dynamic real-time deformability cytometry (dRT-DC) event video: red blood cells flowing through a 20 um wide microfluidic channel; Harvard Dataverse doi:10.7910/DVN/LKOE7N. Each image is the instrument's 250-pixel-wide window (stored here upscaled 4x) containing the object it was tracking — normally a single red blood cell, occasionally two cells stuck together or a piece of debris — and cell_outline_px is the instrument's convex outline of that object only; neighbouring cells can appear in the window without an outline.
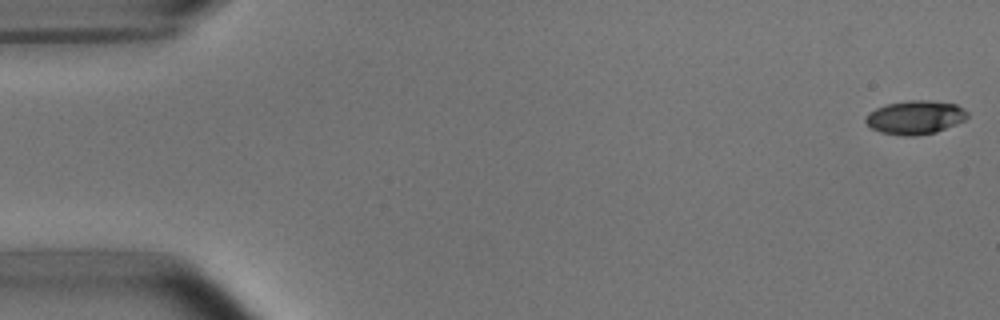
{"species": "common noctule bat (a hibernating species)", "species_latin": "Nyctalus noctula", "temperature_condition": "room temperature", "stored_images_in_passage": 5, "camera_frame_rate_fps": 3000, "um_per_image_px": 0.085, "animal": {"sex": "male", "body_mass_g": 15.6}, "frame": {"image": 1, "passage_image": 1, "time_ms": 0.0, "image_size_px": [1000, 320], "cell_outline_px": [[968, 116], [964, 120], [956, 124], [936, 132], [912, 136], [904, 136], [880, 132], [872, 128], [864, 120], [868, 112], [876, 108], [888, 104], [908, 100], [928, 100], [956, 104], [964, 108], [968, 112]], "centroid_in_image_um": [77.8, 9.97], "position_along_channel_um": 7.2, "area_um2": 19.94}}
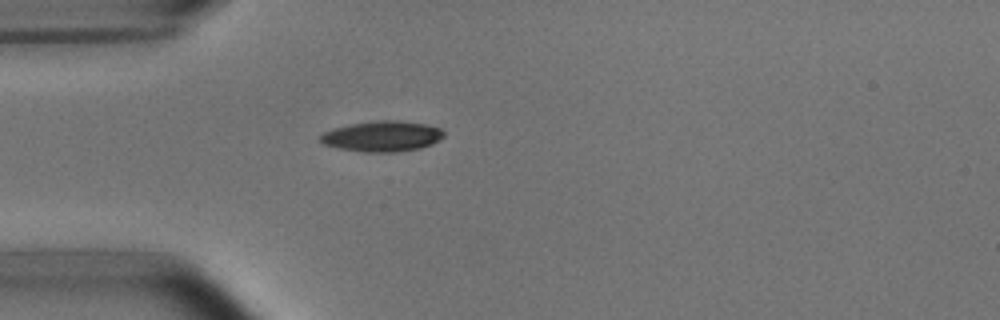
{"frame": {"image": 2, "passage_image": 5, "time_ms": 4.667, "image_size_px": [1000, 320], "cell_outline_px": [[444, 136], [440, 140], [432, 144], [420, 148], [396, 152], [364, 152], [340, 148], [324, 144], [320, 140], [320, 136], [324, 132], [336, 128], [352, 124], [376, 120], [400, 120], [424, 124], [440, 128], [444, 132]], "centroid_in_image_um": [32.53, 11.58], "position_along_channel_um": 52.5, "area_um2": 21.85}}